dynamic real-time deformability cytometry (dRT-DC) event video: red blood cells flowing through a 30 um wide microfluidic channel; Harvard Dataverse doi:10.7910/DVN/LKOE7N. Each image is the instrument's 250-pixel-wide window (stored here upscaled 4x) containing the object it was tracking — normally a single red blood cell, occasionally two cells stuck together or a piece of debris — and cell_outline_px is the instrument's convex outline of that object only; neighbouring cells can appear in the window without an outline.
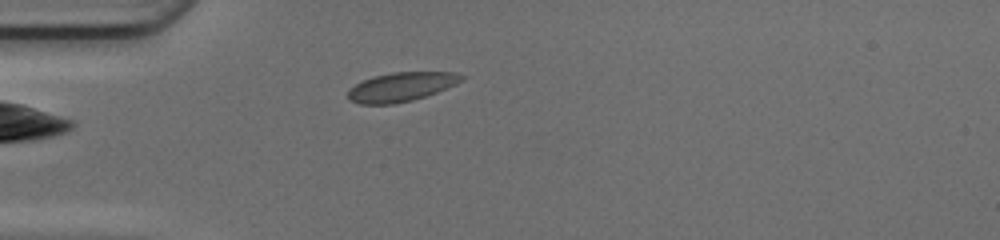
{"species": "common noctule bat (a hibernating species)", "species_latin": "Nyctalus noctula", "temperature_condition": "cold", "stored_images_in_passage": 33, "camera_frame_rate_fps": 3000, "um_per_image_px": 0.085, "animal": {"sex": "female", "body_mass_g": 17.0, "forearm_length_mm": 48.0}, "frame": {"image": 1, "passage_image": 1, "time_ms": 0.0, "image_size_px": [1000, 240], "cell_outline_px": [[464, 76], [456, 84], [436, 92], [412, 100], [392, 104], [360, 104], [352, 100], [348, 96], [348, 92], [356, 84], [364, 80], [376, 76], [392, 72], [456, 72]], "centroid_in_image_um": [34.12, 7.38], "position_along_channel_um": 50.9, "area_um2": 18.79}}
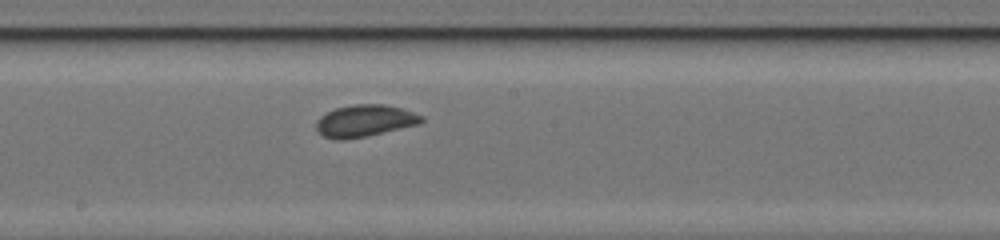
{"frame": {"image": 2, "passage_image": 14, "time_ms": 4.333, "image_size_px": [1000, 240], "cell_outline_px": [[424, 120], [420, 124], [364, 136], [344, 140], [336, 140], [324, 136], [316, 128], [316, 120], [320, 116], [336, 108], [352, 104], [384, 104], [400, 108], [424, 116]], "centroid_in_image_um": [31.0, 10.26], "position_along_channel_um": 217.2, "area_um2": 19.42}}
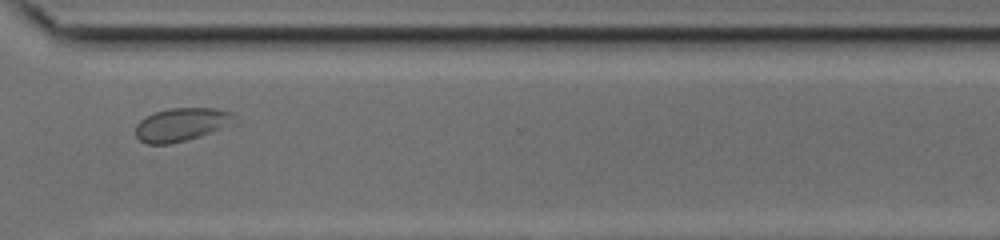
{"frame": {"image": 3, "passage_image": 24, "time_ms": 7.667, "image_size_px": [1000, 240], "cell_outline_px": [[240, 124], [200, 136], [168, 144], [144, 144], [136, 136], [136, 124], [144, 116], [168, 108], [216, 108], [232, 112], [240, 120]], "centroid_in_image_um": [15.53, 10.57], "position_along_channel_um": 355.1, "area_um2": 19.77}, "authors_computed_cell_mechanics": {"area_um2": 19.363, "velocity_mm_per_s": 4.1349, "shape_relaxation_time_tau1_ms": 1.9715, "shape_relaxation_time_tau2_ms": null, "deformation_change_tau1": 0.0622, "deformation_change_tau2": null}}